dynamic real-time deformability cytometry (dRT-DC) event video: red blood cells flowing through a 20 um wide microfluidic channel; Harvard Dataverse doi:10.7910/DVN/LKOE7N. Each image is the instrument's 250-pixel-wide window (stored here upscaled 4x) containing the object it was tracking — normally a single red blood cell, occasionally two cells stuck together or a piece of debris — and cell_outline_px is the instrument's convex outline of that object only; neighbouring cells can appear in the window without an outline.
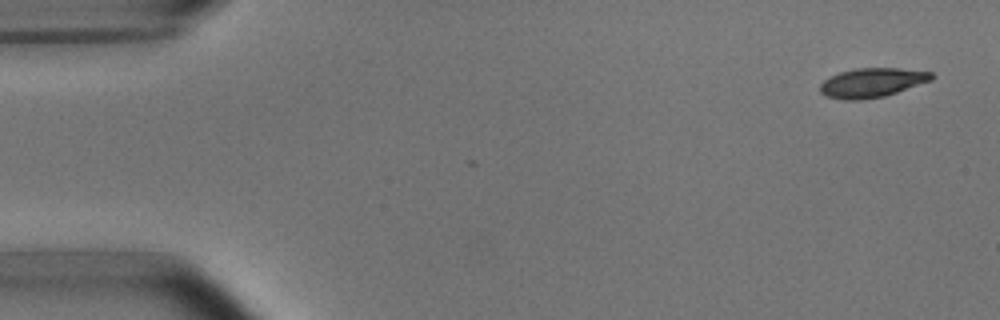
{"species": "common noctule bat (a hibernating species)", "species_latin": "Nyctalus noctula", "temperature_condition": "room temperature", "stored_images_in_passage": 5, "camera_frame_rate_fps": 3000, "um_per_image_px": 0.085, "animal": {"sex": "male", "body_mass_g": 15.6}, "frame": {"image": 1, "passage_image": 1, "time_ms": 0.0, "image_size_px": [1000, 320], "cell_outline_px": [[936, 76], [932, 80], [884, 96], [860, 100], [844, 100], [824, 96], [820, 92], [820, 84], [824, 80], [840, 72], [856, 68], [900, 68], [932, 72]], "centroid_in_image_um": [74.12, 7.02], "position_along_channel_um": 10.9, "area_um2": 19.02}}
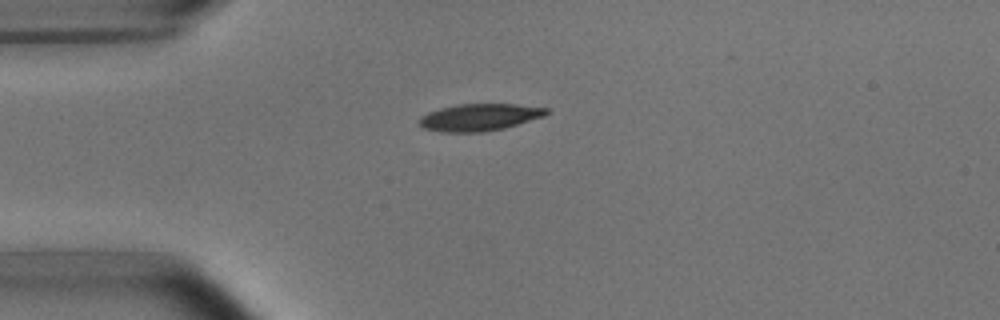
{"frame": {"image": 2, "passage_image": 4, "time_ms": 3.667, "image_size_px": [1000, 320], "cell_outline_px": [[548, 112], [544, 116], [504, 128], [484, 132], [440, 132], [424, 128], [420, 124], [420, 116], [428, 112], [440, 108], [456, 104], [516, 104], [548, 108]], "centroid_in_image_um": [40.74, 9.96], "position_along_channel_um": 44.3, "area_um2": 20.0}}